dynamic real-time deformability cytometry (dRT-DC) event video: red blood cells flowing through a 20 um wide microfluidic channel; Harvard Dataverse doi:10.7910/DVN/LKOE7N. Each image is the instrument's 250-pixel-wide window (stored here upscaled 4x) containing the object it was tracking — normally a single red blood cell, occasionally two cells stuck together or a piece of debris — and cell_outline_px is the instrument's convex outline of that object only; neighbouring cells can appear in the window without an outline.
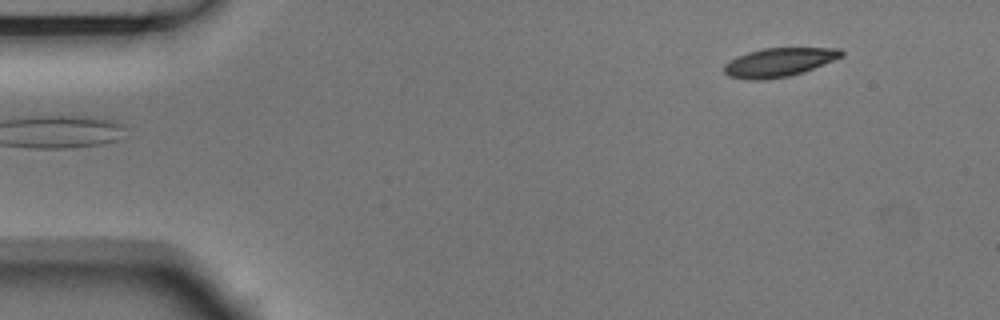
{"species": "Egyptian fruit bat (a non-hibernating species)", "species_latin": "Rousettus aegyptiacus", "temperature_condition": "room temperature", "stored_images_in_passage": 5, "segment_of_instrument_passage": [2, 2], "camera_frame_rate_fps": 3000, "um_per_image_px": 0.085, "animal": {"sex": "male"}, "frame": {"image": 1, "passage_image": 5, "time_ms": 1.333, "image_size_px": [1000, 320], "cell_outline_px": [[844, 56], [804, 72], [788, 76], [764, 80], [748, 80], [728, 76], [724, 72], [724, 64], [736, 56], [748, 52], [764, 48], [840, 48], [844, 52]], "centroid_in_image_um": [66.21, 5.3], "position_along_channel_um": 18.8, "area_um2": 19.77}}